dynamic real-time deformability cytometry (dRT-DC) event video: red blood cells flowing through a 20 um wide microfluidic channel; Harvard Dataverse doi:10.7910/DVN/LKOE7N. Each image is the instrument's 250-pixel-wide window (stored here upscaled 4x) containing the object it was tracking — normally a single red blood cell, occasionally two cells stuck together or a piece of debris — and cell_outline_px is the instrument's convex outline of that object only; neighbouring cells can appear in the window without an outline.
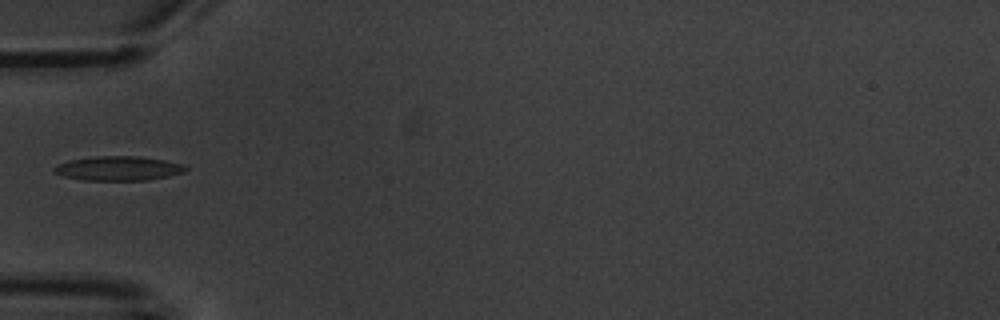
{"species": "common noctule bat (a hibernating species)", "species_latin": "Nyctalus noctula", "temperature_condition": "warm", "stored_images_in_passage": 1, "camera_frame_rate_fps": 3000, "um_per_image_px": 0.085, "animal": {"sex": "male", "body_mass_g": 20.1, "forearm_length_mm": 53.5}, "frame": {"image": 1, "passage_image": 1, "time_ms": 0.0, "image_size_px": [1000, 320], "cell_outline_px": [[188, 168], [184, 172], [168, 176], [148, 180], [84, 180], [64, 176], [52, 172], [52, 168], [56, 164], [68, 160], [96, 156], [140, 156], [164, 160], [184, 164]], "centroid_in_image_um": [10.04, 14.3], "position_along_channel_um": 75.0, "area_um2": 18.79}}